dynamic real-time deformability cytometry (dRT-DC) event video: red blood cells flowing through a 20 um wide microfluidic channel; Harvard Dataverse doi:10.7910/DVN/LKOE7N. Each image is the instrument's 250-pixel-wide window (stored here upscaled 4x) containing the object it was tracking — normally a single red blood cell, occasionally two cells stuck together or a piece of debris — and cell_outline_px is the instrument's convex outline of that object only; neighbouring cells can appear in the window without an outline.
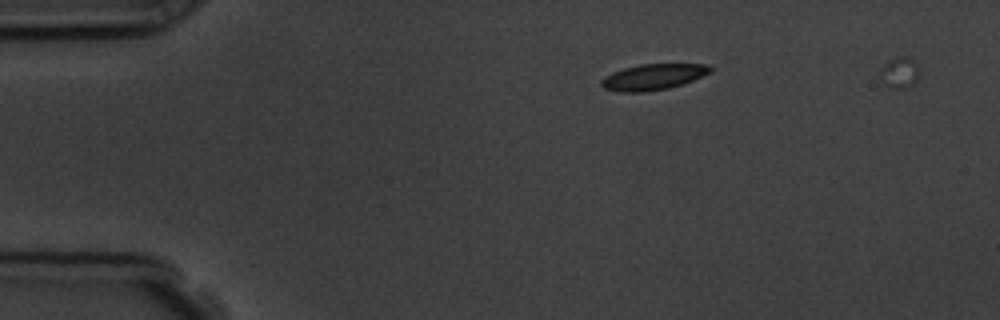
{"species": "common noctule bat (a hibernating species)", "species_latin": "Nyctalus noctula", "temperature_condition": "room temperature", "stored_images_in_passage": 4, "camera_frame_rate_fps": 3000, "um_per_image_px": 0.085, "animal": {"sex": "male", "body_mass_g": 19.5, "forearm_length_mm": 54.6}, "frame": {"image": 1, "passage_image": 1, "time_ms": 0.0, "image_size_px": [1000, 320], "cell_outline_px": [[712, 72], [692, 80], [668, 88], [640, 92], [620, 92], [604, 88], [600, 84], [600, 80], [604, 76], [612, 72], [624, 68], [640, 64], [708, 64], [712, 68]], "centroid_in_image_um": [55.49, 6.53], "position_along_channel_um": 29.5, "area_um2": 16.36}}
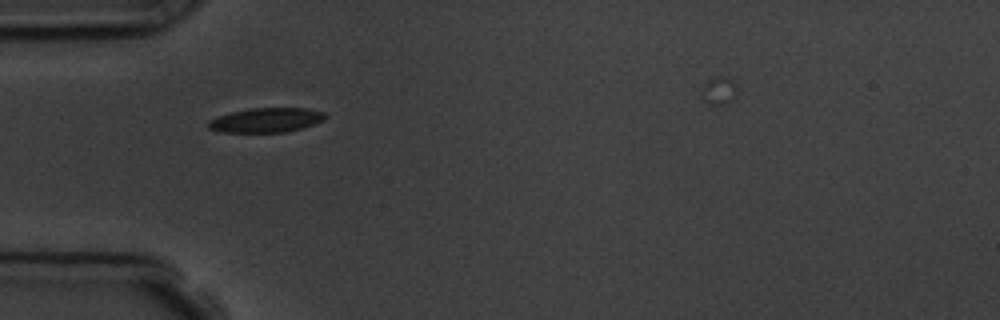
{"frame": {"image": 2, "passage_image": 3, "time_ms": 2.333, "image_size_px": [1000, 320], "cell_outline_px": [[328, 116], [324, 120], [300, 128], [284, 132], [220, 132], [208, 128], [208, 120], [232, 112], [252, 108], [308, 108], [324, 112]], "centroid_in_image_um": [22.64, 10.2], "position_along_channel_um": 62.4, "area_um2": 16.53}}